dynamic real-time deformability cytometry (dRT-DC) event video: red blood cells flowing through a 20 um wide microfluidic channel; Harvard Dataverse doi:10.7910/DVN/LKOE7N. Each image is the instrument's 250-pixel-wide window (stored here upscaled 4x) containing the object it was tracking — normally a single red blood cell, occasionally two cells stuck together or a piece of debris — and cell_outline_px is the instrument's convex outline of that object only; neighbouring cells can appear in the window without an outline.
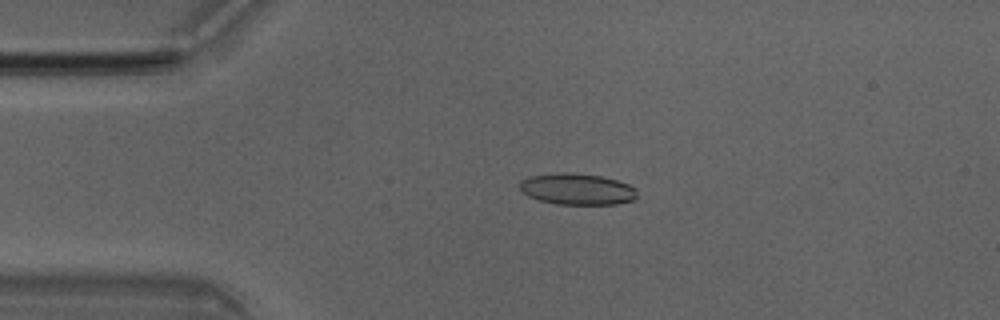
{"species": "Egyptian fruit bat (a non-hibernating species)", "species_latin": "Rousettus aegyptiacus", "temperature_condition": "room temperature", "stored_images_in_passage": 50, "camera_frame_rate_fps": 3000, "um_per_image_px": 0.085, "animal": {"sex": "male"}, "frame": {"image": 1, "passage_image": 11, "time_ms": 3.333, "image_size_px": [1000, 320], "cell_outline_px": [[636, 200], [616, 204], [556, 204], [540, 200], [528, 196], [520, 188], [520, 180], [532, 176], [564, 172], [600, 176], [616, 180], [628, 184], [636, 188]], "centroid_in_image_um": [49.08, 16.08], "position_along_channel_um": 35.9, "area_um2": 21.21}}
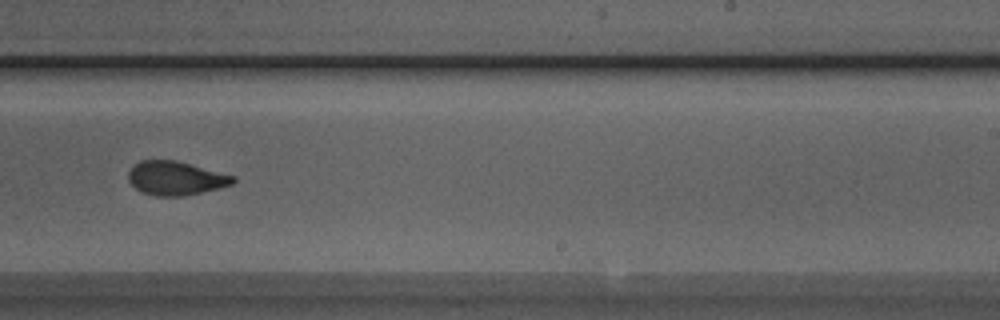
{"frame": {"image": 2, "passage_image": 31, "time_ms": 10.0, "image_size_px": [1000, 320], "cell_outline_px": [[236, 180], [232, 184], [220, 188], [184, 196], [156, 196], [140, 192], [128, 180], [128, 172], [140, 160], [176, 160], [236, 176]], "centroid_in_image_um": [14.95, 15.15], "position_along_channel_um": 274.1, "area_um2": 20.69}}
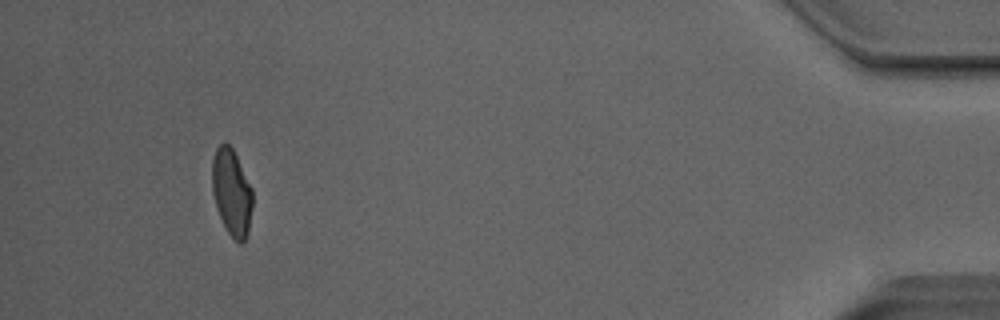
{"frame": {"image": 3, "passage_image": 47, "time_ms": 15.333, "image_size_px": [1000, 320], "cell_outline_px": [[252, 208], [248, 232], [244, 244], [240, 244], [228, 232], [216, 208], [212, 192], [212, 160], [216, 148], [224, 140], [232, 148], [252, 188]], "centroid_in_image_um": [19.69, 16.34], "position_along_channel_um": 415.5, "area_um2": 20.4}, "authors_computed_cell_mechanics": {"area_um2": 21.2993, "velocity_mm_per_s": 4.0578, "shape_relaxation_time_tau1_ms": 4.5896, "shape_relaxation_time_tau2_ms": 1.9881, "deformation_change_tau1": 0.1346, "deformation_change_tau2": 0.0948}}